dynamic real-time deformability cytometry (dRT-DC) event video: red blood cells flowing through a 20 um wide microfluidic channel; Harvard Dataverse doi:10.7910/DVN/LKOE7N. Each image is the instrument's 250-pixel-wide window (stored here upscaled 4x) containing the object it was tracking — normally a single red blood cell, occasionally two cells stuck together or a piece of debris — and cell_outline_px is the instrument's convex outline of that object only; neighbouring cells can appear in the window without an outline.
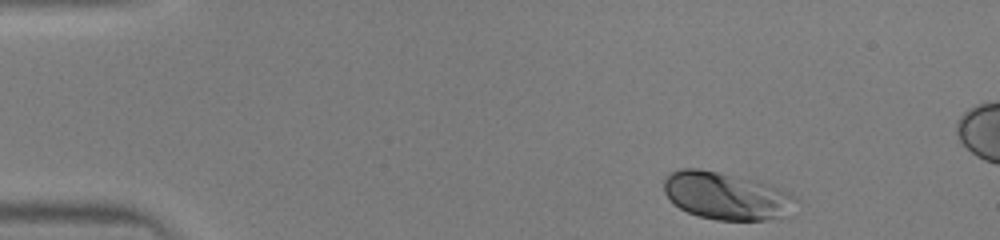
{"species": "human", "species_latin": "Homo sapiens", "temperature_condition": "warm", "stored_images_in_passage": 41, "segment_of_instrument_passage": [1, 2], "camera_frame_rate_fps": 3000, "um_per_image_px": 0.085, "donor": {"sex": "male"}, "frame": {"image": 1, "passage_image": 1, "time_ms": 0.0, "image_size_px": [1000, 240], "cell_outline_px": [[800, 200], [792, 216], [764, 220], [716, 220], [696, 216], [680, 208], [664, 192], [664, 180], [672, 172], [680, 168], [700, 168], [772, 184], [792, 192]], "centroid_in_image_um": [61.87, 16.67], "position_along_channel_um": 23.1, "area_um2": 37.22}}
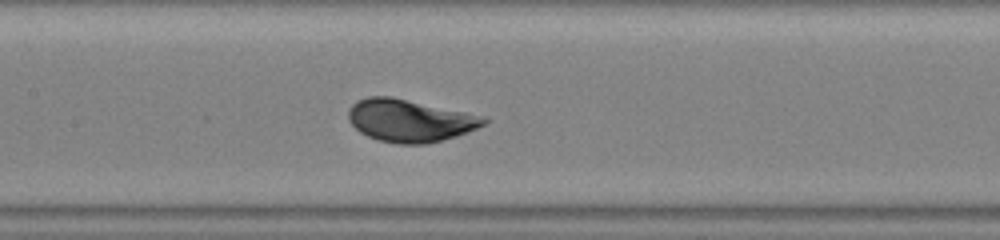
{"frame": {"image": 2, "passage_image": 17, "time_ms": 5.333, "image_size_px": [1000, 240], "cell_outline_px": [[488, 120], [484, 124], [476, 128], [456, 136], [424, 144], [396, 144], [376, 140], [360, 132], [348, 120], [348, 108], [356, 100], [368, 96], [392, 96], [464, 112], [480, 116]], "centroid_in_image_um": [34.74, 10.24], "position_along_channel_um": 172.7, "area_um2": 33.29}}
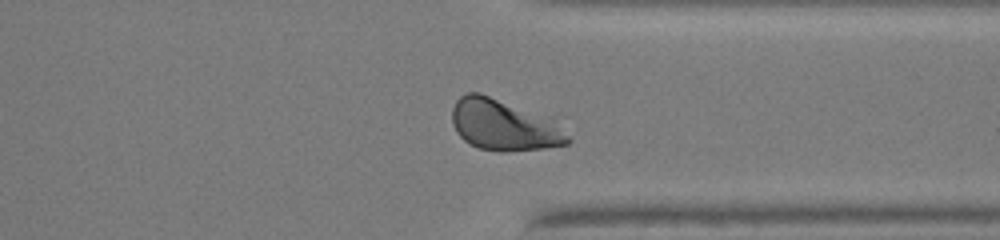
{"frame": {"image": 3, "passage_image": 30, "time_ms": 9.667, "image_size_px": [1000, 240], "cell_outline_px": [[572, 140], [568, 144], [544, 148], [504, 152], [500, 152], [480, 148], [464, 140], [456, 132], [452, 124], [452, 108], [456, 100], [460, 96], [468, 92], [480, 92], [552, 116]], "centroid_in_image_um": [42.87, 10.6], "position_along_channel_um": 368.5, "area_um2": 35.2}}